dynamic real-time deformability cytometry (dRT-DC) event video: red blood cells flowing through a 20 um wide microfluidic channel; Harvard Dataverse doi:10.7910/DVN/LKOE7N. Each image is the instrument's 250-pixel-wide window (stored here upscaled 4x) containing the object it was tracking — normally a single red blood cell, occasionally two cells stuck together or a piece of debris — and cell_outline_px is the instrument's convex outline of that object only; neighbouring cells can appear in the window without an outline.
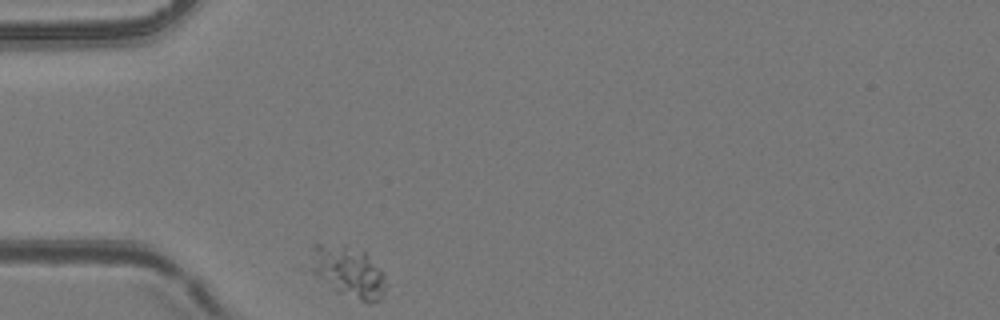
{"species": "common noctule bat (a hibernating species)", "species_latin": "Nyctalus noctula", "temperature_condition": "room temperature", "stored_images_in_passage": 1, "camera_frame_rate_fps": 3000, "um_per_image_px": 0.085, "animal": {"sex": "female", "body_mass_g": 24.6, "forearm_length_mm": 56.2}, "frame": {"image": 1, "passage_image": 1, "time_ms": 0.0, "image_size_px": [1000, 320], "cell_outline_px": [[388, 284], [384, 292], [372, 304], [368, 304], [336, 292], [316, 276], [312, 272], [312, 244], [320, 244], [344, 248], [364, 252], [384, 272]], "centroid_in_image_um": [29.65, 23.17], "position_along_channel_um": 55.3, "area_um2": 22.02}}